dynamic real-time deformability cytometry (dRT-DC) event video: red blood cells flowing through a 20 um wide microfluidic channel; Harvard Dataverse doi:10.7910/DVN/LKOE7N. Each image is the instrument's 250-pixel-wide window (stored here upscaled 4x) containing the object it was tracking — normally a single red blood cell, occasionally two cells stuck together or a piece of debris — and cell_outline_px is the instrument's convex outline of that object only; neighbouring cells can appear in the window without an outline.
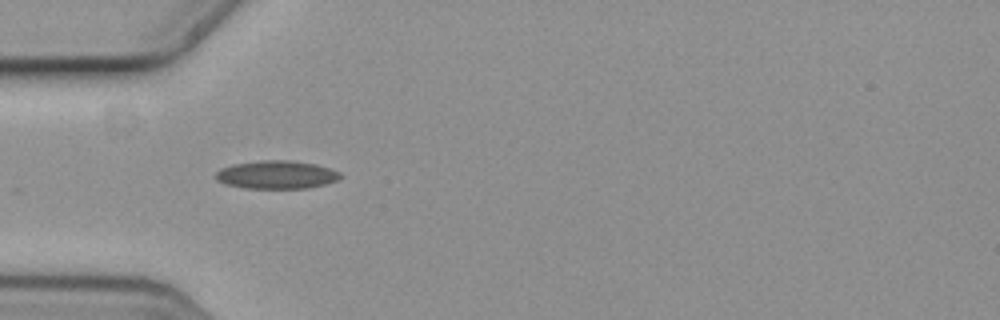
{"species": "common noctule bat (a hibernating species)", "species_latin": "Nyctalus noctula", "temperature_condition": "cold", "stored_images_in_passage": 3, "camera_frame_rate_fps": 3000, "um_per_image_px": 0.085, "animal": {"sex": "female", "body_mass_g": 19.3, "forearm_length_mm": 54.1}, "frame": {"image": 1, "passage_image": 2, "time_ms": 0.333, "image_size_px": [1000, 320], "cell_outline_px": [[340, 176], [336, 180], [324, 184], [308, 188], [244, 188], [224, 184], [216, 180], [216, 172], [220, 168], [232, 164], [260, 160], [292, 160], [316, 164], [340, 172]], "centroid_in_image_um": [23.45, 14.84], "position_along_channel_um": 61.5, "area_um2": 20.46}}
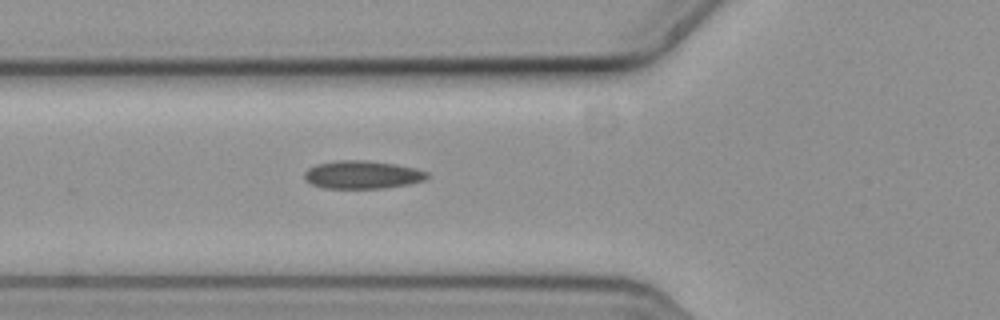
{"frame": {"image": 2, "passage_image": 3, "time_ms": 0.667, "image_size_px": [1000, 320], "cell_outline_px": [[428, 176], [424, 180], [408, 184], [384, 188], [324, 188], [312, 184], [304, 180], [304, 172], [308, 168], [316, 164], [336, 160], [368, 160], [396, 164], [416, 168], [428, 172]], "centroid_in_image_um": [30.77, 14.84], "position_along_channel_um": 95.0, "area_um2": 20.17}}